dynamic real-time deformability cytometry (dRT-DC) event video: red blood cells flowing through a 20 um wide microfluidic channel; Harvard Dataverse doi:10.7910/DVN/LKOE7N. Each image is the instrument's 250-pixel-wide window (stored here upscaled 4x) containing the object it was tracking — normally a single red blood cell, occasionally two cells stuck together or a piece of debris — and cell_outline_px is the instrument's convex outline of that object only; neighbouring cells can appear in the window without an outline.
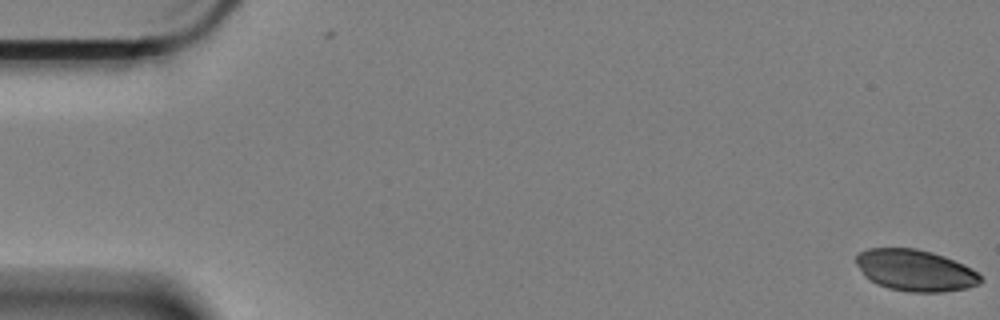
{"species": "Egyptian fruit bat (a non-hibernating species)", "species_latin": "Rousettus aegyptiacus", "temperature_condition": "cold", "stored_images_in_passage": 61, "camera_frame_rate_fps": 3000, "um_per_image_px": 0.085, "animal": {"sex": "female"}, "frame": {"image": 1, "passage_image": 1, "time_ms": 0.0, "image_size_px": [1000, 320], "cell_outline_px": [[984, 280], [980, 284], [968, 288], [944, 292], [908, 292], [888, 288], [876, 284], [864, 276], [856, 264], [856, 256], [860, 252], [868, 248], [916, 248], [932, 252], [944, 256], [964, 264], [972, 268]], "centroid_in_image_um": [77.81, 22.99], "position_along_channel_um": 7.2, "area_um2": 30.35}}
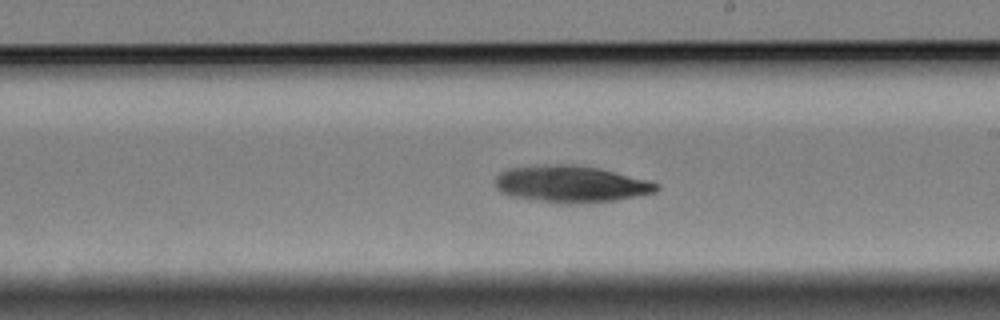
{"frame": {"image": 2, "passage_image": 35, "time_ms": 11.333, "image_size_px": [1000, 320], "cell_outline_px": [[660, 188], [656, 192], [616, 200], [568, 204], [560, 204], [508, 196], [500, 192], [492, 184], [492, 180], [500, 172], [508, 168], [544, 164], [572, 164], [600, 168], [652, 180], [660, 184]], "centroid_in_image_um": [48.5, 15.64], "position_along_channel_um": 240.5, "area_um2": 35.37}}
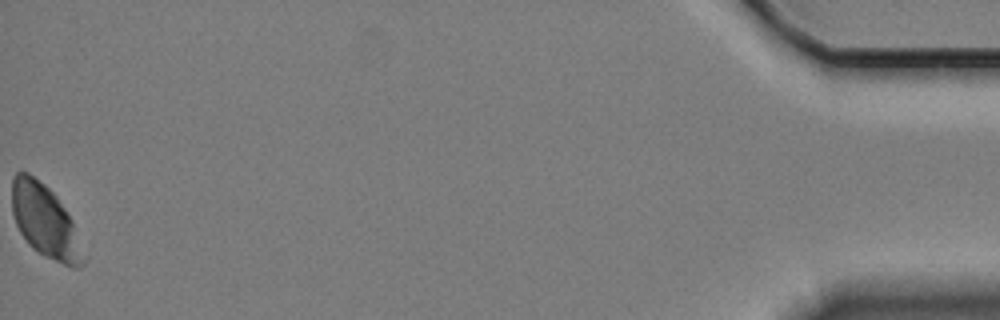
{"frame": {"image": 3, "passage_image": 61, "time_ms": 20.0, "image_size_px": [1000, 320], "cell_outline_px": [[84, 264], [80, 268], [72, 268], [44, 256], [32, 248], [28, 244], [20, 232], [16, 224], [12, 212], [12, 176], [16, 172], [28, 172], [44, 184], [56, 196], [72, 220], [84, 260]], "centroid_in_image_um": [3.79, 18.8], "position_along_channel_um": 431.4, "area_um2": 29.94}}